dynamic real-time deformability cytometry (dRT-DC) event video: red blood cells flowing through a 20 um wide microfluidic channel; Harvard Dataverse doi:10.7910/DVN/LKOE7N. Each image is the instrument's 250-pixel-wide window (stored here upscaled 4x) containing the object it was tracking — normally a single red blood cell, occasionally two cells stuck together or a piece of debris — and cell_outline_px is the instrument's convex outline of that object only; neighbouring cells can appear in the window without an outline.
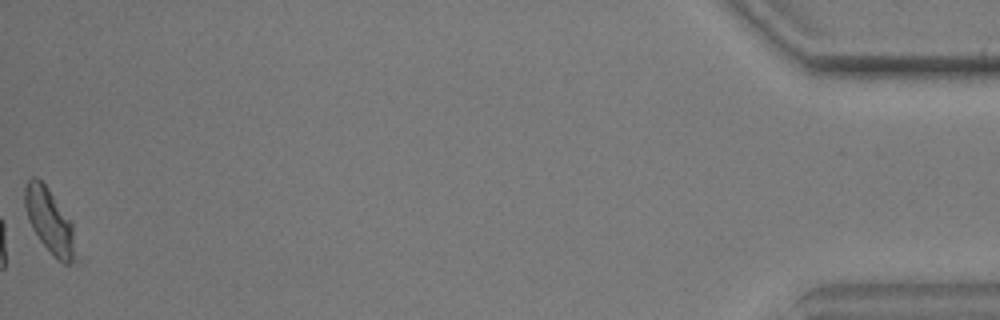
{"species": "common noctule bat (a hibernating species)", "species_latin": "Nyctalus noctula", "temperature_condition": "warm", "stored_images_in_passage": 43, "camera_frame_rate_fps": 3000, "um_per_image_px": 0.085, "animal": {"sex": "male", "body_mass_g": 17.9, "forearm_length_mm": 54.2}, "frame": {"image": 1, "passage_image": 43, "time_ms": 14.0, "image_size_px": [1000, 320], "cell_outline_px": [[72, 260], [68, 264], [64, 264], [56, 260], [52, 256], [40, 240], [32, 228], [28, 220], [24, 204], [24, 188], [28, 180], [32, 176], [36, 176], [48, 188], [72, 220]], "centroid_in_image_um": [4.15, 18.71], "position_along_channel_um": 431.1, "area_um2": 18.73}, "authors_computed_cell_mechanics": {"area_um2": 18.3804, "velocity_mm_per_s": 3.5889, "shape_relaxation_time_tau1_ms": 4.9566, "shape_relaxation_time_tau2_ms": 2.5285, "deformation_change_tau1": 0.1222, "deformation_change_tau2": 0.0904}}